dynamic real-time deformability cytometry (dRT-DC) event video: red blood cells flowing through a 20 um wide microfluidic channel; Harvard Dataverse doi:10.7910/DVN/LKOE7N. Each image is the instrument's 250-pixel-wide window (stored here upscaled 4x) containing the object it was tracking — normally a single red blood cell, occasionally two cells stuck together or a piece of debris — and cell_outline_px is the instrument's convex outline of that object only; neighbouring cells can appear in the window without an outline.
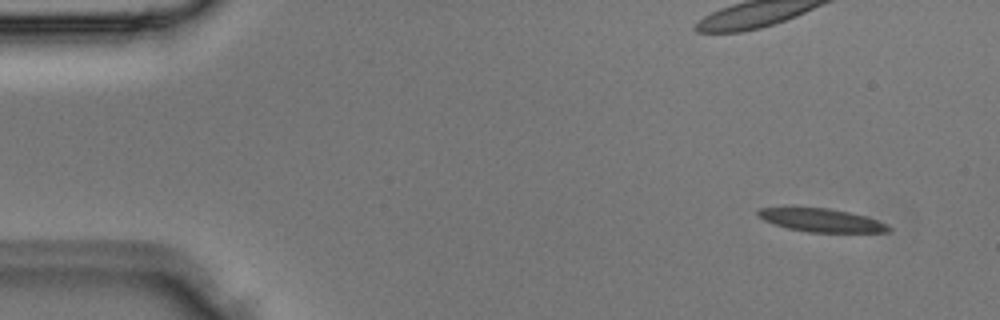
{"species": "Egyptian fruit bat (a non-hibernating species)", "species_latin": "Rousettus aegyptiacus", "temperature_condition": "room temperature", "stored_images_in_passage": 4, "camera_frame_rate_fps": 3000, "um_per_image_px": 0.085, "animal": {"sex": "male"}, "frame": {"image": 1, "passage_image": 1, "time_ms": 0.0, "image_size_px": [1000, 320], "cell_outline_px": [[892, 232], [808, 232], [788, 228], [764, 220], [756, 216], [756, 212], [760, 208], [828, 208], [868, 216], [888, 224], [892, 228]], "centroid_in_image_um": [69.89, 18.73], "position_along_channel_um": 15.1, "area_um2": 17.63}}